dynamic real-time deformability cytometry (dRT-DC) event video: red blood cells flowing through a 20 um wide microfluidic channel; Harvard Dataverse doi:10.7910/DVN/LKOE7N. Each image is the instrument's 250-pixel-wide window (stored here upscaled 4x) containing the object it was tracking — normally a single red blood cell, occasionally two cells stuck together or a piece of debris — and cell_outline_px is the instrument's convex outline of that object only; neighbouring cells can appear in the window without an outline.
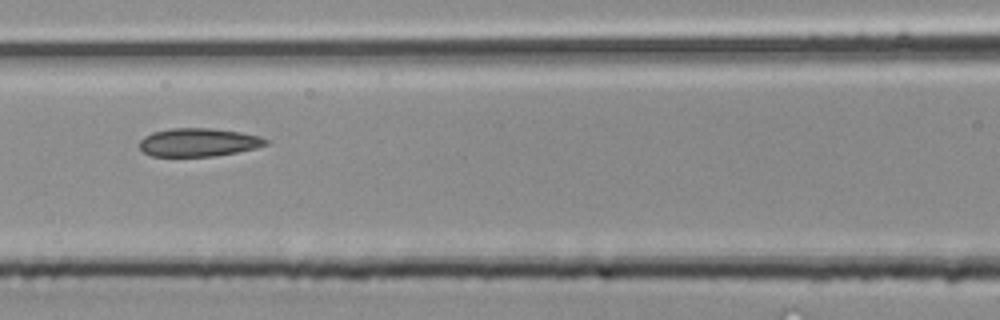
{"species": "common noctule bat (a hibernating species)", "species_latin": "Nyctalus noctula", "temperature_condition": "room temperature", "stored_images_in_passage": 4, "camera_frame_rate_fps": 3000, "um_per_image_px": 0.085, "animal": {"sex": "male", "body_mass_g": 20.4}, "frame": {"image": 1, "passage_image": 4, "time_ms": 1.0, "image_size_px": [1000, 320], "cell_outline_px": [[268, 144], [256, 148], [216, 156], [152, 156], [144, 152], [140, 148], [140, 140], [144, 136], [152, 132], [172, 128], [208, 128], [240, 132], [260, 136], [268, 140]], "centroid_in_image_um": [16.87, 12.1], "position_along_channel_um": 149.7, "area_um2": 20.75}}